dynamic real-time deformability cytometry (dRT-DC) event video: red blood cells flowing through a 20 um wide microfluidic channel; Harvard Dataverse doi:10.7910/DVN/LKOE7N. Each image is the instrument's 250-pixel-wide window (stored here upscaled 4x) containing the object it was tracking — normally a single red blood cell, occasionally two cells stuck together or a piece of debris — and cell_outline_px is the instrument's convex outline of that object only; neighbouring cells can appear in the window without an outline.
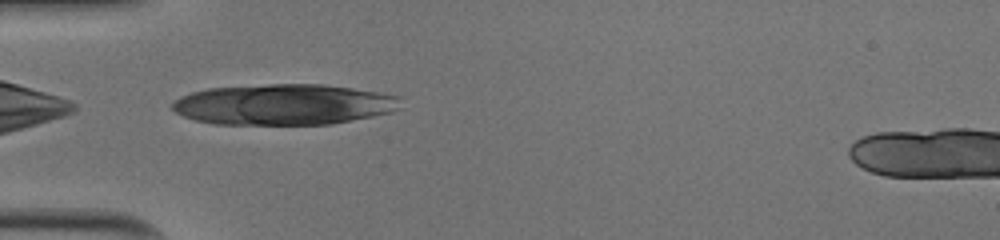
{"species": "human", "species_latin": "Homo sapiens", "temperature_condition": "cold", "stored_images_in_passage": 32, "camera_frame_rate_fps": 3000, "um_per_image_px": 0.085, "donor": {"sex": "male"}, "frame": {"image": 1, "passage_image": 1, "time_ms": 0.0, "image_size_px": [1000, 240], "cell_outline_px": [[404, 108], [392, 112], [332, 124], [212, 124], [196, 120], [184, 116], [176, 112], [172, 108], [172, 104], [180, 96], [192, 92], [208, 88], [268, 84], [324, 84], [380, 92], [400, 96]], "centroid_in_image_um": [24.18, 8.88], "position_along_channel_um": 60.8, "area_um2": 54.56}}
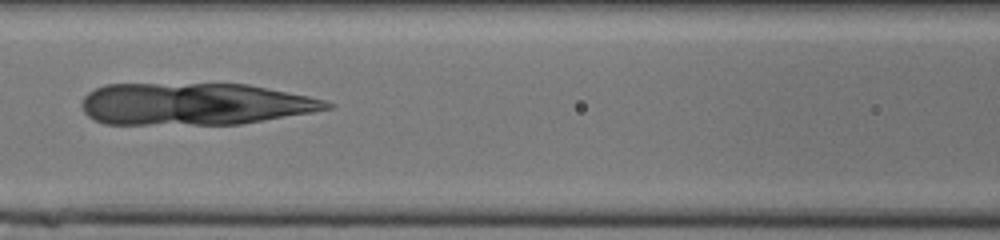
{"frame": {"image": 2, "passage_image": 8, "time_ms": 2.333, "image_size_px": [1000, 240], "cell_outline_px": [[336, 104], [332, 108], [312, 112], [240, 124], [104, 124], [92, 120], [84, 112], [84, 96], [88, 92], [104, 84], [248, 84], [308, 96], [324, 100]], "centroid_in_image_um": [16.53, 8.84], "position_along_channel_um": 150.1, "area_um2": 60.0}}